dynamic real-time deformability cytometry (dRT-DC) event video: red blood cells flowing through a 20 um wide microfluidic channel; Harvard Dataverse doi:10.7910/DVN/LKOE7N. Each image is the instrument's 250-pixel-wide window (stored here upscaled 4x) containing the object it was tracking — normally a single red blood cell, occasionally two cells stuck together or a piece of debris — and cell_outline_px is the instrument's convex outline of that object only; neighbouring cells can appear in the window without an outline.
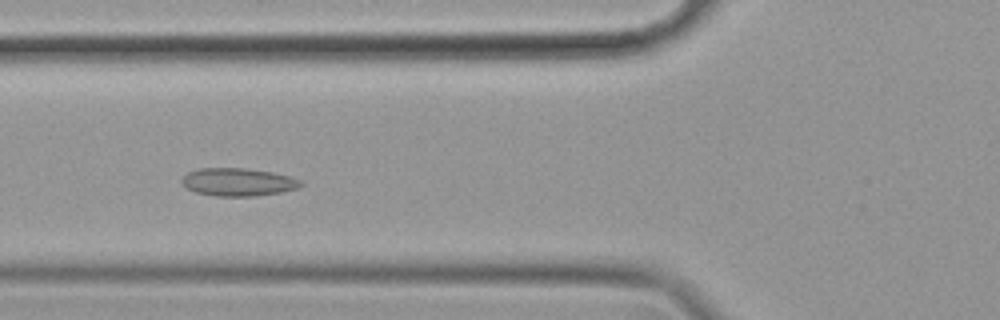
{"species": "common noctule bat (a hibernating species)", "species_latin": "Nyctalus noctula", "temperature_condition": "cold", "stored_images_in_passage": 40, "camera_frame_rate_fps": 3000, "um_per_image_px": 0.085, "animal": {"sex": "female", "body_mass_g": 19.9}, "frame": {"image": 1, "passage_image": 4, "time_ms": 1.0, "image_size_px": [1000, 320], "cell_outline_px": [[304, 184], [296, 188], [280, 192], [256, 196], [216, 196], [196, 192], [184, 188], [180, 180], [188, 172], [200, 168], [244, 168], [272, 172], [288, 176], [300, 180]], "centroid_in_image_um": [20.19, 15.47], "position_along_channel_um": 105.6, "area_um2": 19.31}}
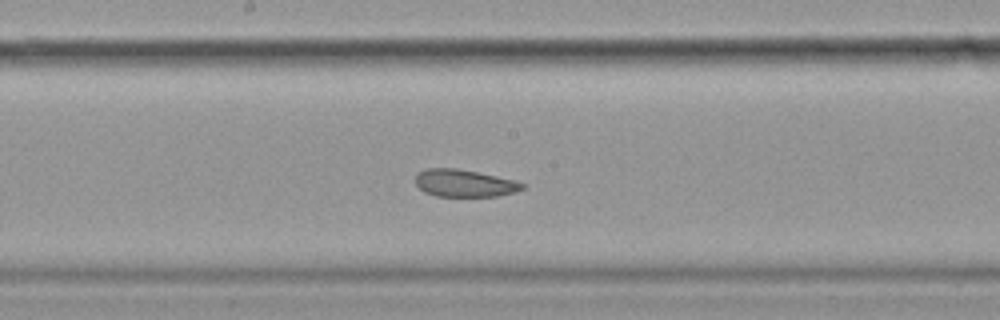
{"frame": {"image": 2, "passage_image": 13, "time_ms": 4.0, "image_size_px": [1000, 320], "cell_outline_px": [[524, 188], [516, 192], [496, 196], [436, 196], [424, 192], [416, 184], [416, 176], [424, 168], [456, 168], [516, 180], [524, 184]], "centroid_in_image_um": [39.48, 15.57], "position_along_channel_um": 208.7, "area_um2": 16.94}}
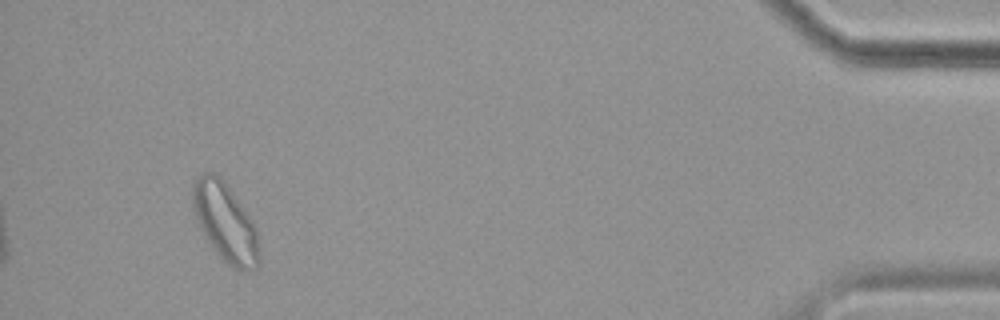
{"frame": {"image": 3, "passage_image": 37, "time_ms": 12.0, "image_size_px": [1000, 320], "cell_outline_px": [[260, 268], [252, 272], [236, 272], [216, 252], [208, 240], [196, 216], [192, 200], [192, 188], [196, 180], [204, 172], [216, 172], [252, 220], [256, 228], [260, 256]], "centroid_in_image_um": [19.21, 18.99], "position_along_channel_um": 416.0, "area_um2": 30.06}}